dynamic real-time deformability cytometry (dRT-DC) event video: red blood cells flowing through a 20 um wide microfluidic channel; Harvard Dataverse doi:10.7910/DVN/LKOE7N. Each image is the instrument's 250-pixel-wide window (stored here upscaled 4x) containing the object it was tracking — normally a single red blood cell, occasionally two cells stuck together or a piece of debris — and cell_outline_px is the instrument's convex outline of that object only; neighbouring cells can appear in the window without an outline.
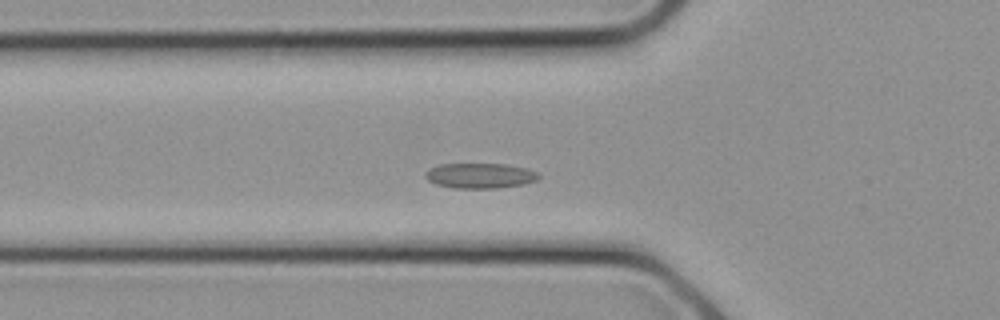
{"species": "common noctule bat (a hibernating species)", "species_latin": "Nyctalus noctula", "temperature_condition": "cold", "stored_images_in_passage": 8, "camera_frame_rate_fps": 3000, "um_per_image_px": 0.085, "animal": {"sex": "female", "body_mass_g": 21.9}, "frame": {"image": 1, "passage_image": 6, "time_ms": 1.667, "image_size_px": [1000, 320], "cell_outline_px": [[540, 176], [536, 180], [524, 184], [496, 188], [452, 188], [436, 184], [428, 180], [424, 176], [424, 172], [428, 168], [440, 164], [508, 164], [528, 168], [536, 172]], "centroid_in_image_um": [40.78, 14.92], "position_along_channel_um": 85.0, "area_um2": 16.76}}
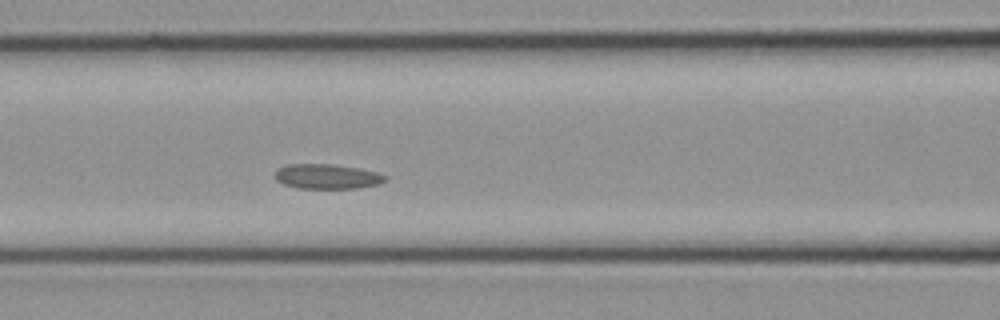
{"frame": {"image": 2, "passage_image": 8, "time_ms": 2.333, "image_size_px": [1000, 320], "cell_outline_px": [[388, 180], [380, 184], [356, 188], [300, 188], [284, 184], [276, 180], [276, 168], [288, 164], [332, 164], [356, 168], [376, 172], [388, 176]], "centroid_in_image_um": [27.82, 15.0], "position_along_channel_um": 138.8, "area_um2": 15.9}}